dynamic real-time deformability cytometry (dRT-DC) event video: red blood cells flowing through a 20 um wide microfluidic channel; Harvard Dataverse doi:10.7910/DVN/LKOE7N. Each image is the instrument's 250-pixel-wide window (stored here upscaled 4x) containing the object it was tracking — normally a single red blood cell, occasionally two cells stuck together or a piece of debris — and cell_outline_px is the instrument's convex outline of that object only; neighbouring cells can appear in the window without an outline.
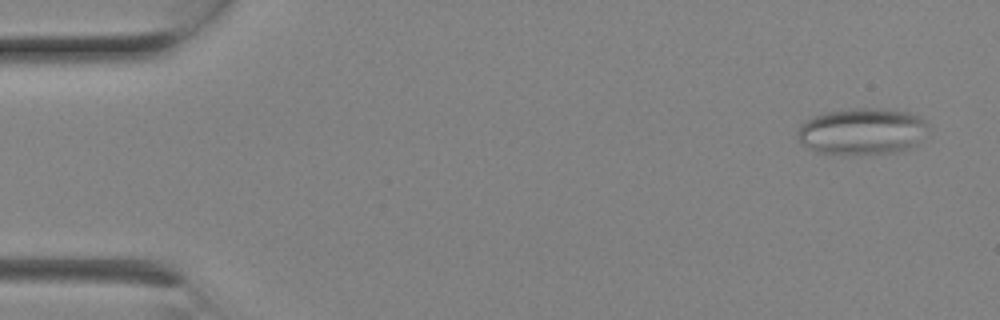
{"species": "Egyptian fruit bat (a non-hibernating species)", "species_latin": "Rousettus aegyptiacus", "temperature_condition": "room temperature", "stored_images_in_passage": 7, "camera_frame_rate_fps": 3000, "um_per_image_px": 0.085, "animal": {"sex": "female"}, "frame": {"image": 1, "passage_image": 1, "time_ms": 0.0, "image_size_px": [1000, 320], "cell_outline_px": [[928, 128], [908, 148], [896, 152], [816, 152], [808, 148], [796, 136], [796, 132], [800, 124], [804, 120], [812, 116], [824, 112], [852, 108], [888, 108], [912, 112], [920, 116], [928, 124]], "centroid_in_image_um": [73.23, 11.09], "position_along_channel_um": 11.8, "area_um2": 34.91}}
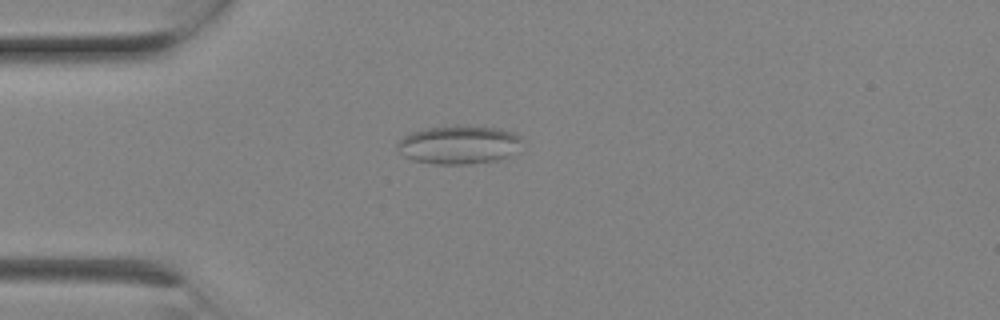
{"frame": {"image": 2, "passage_image": 5, "time_ms": 1.333, "image_size_px": [1000, 320], "cell_outline_px": [[520, 140], [508, 156], [496, 160], [468, 164], [432, 164], [412, 160], [404, 156], [396, 148], [396, 144], [404, 136], [412, 132], [424, 128], [500, 128], [512, 132], [520, 136]], "centroid_in_image_um": [38.9, 12.34], "position_along_channel_um": 46.1, "area_um2": 26.88}}